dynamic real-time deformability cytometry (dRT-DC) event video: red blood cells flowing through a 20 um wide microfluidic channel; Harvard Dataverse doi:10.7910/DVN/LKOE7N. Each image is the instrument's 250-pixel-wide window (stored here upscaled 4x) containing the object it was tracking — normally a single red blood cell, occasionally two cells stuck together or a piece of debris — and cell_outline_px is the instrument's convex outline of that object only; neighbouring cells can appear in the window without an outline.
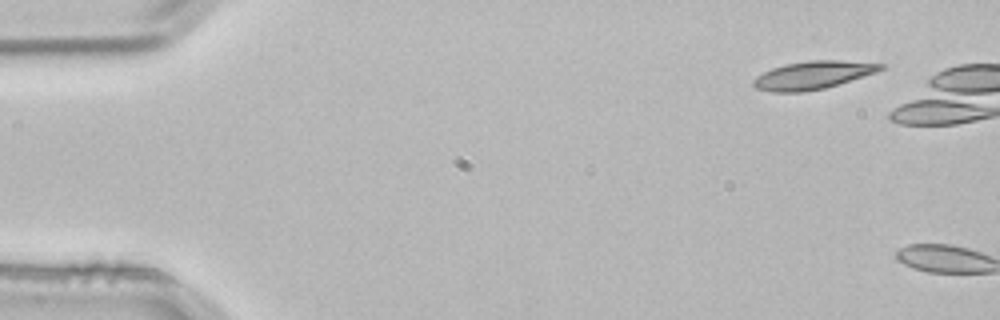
{"species": "common noctule bat (a hibernating species)", "species_latin": "Nyctalus noctula", "temperature_condition": "room temperature", "stored_images_in_passage": 4, "camera_frame_rate_fps": 3000, "um_per_image_px": 0.085, "animal": {"sex": "male", "body_mass_g": 21.5, "forearm_length_mm": 52.0}, "frame": {"image": 1, "passage_image": 1, "time_ms": 0.0, "image_size_px": [1000, 320], "cell_outline_px": [[888, 64], [884, 68], [876, 72], [824, 88], [800, 92], [772, 92], [756, 88], [752, 84], [752, 80], [756, 76], [772, 68], [784, 64], [808, 60], [840, 60]], "centroid_in_image_um": [69.08, 6.37], "position_along_channel_um": 15.9, "area_um2": 20.69}}